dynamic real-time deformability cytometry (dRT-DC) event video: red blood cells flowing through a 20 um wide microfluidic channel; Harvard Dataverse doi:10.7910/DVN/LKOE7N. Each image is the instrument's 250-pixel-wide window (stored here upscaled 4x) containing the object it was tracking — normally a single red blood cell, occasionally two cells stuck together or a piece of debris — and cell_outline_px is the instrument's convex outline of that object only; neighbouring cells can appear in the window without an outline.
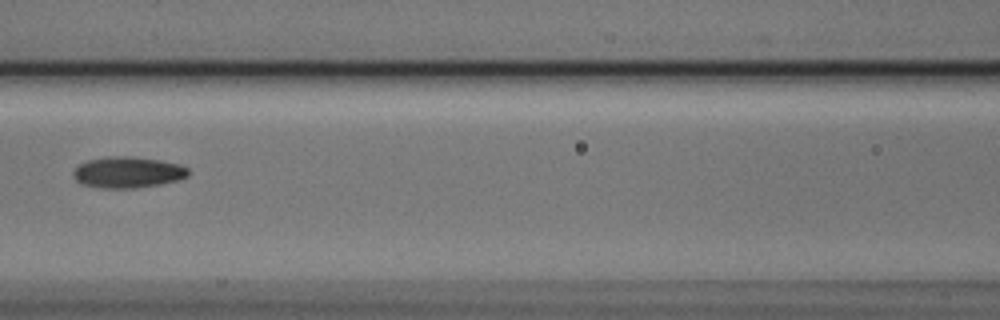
{"species": "Egyptian fruit bat (a non-hibernating species)", "species_latin": "Rousettus aegyptiacus", "temperature_condition": "cold", "stored_images_in_passage": 8, "camera_frame_rate_fps": 3000, "um_per_image_px": 0.085, "animal": {"sex": "male"}, "frame": {"image": 1, "passage_image": 7, "time_ms": 2.0, "image_size_px": [1000, 320], "cell_outline_px": [[188, 176], [180, 180], [160, 184], [132, 188], [100, 188], [80, 184], [72, 176], [72, 172], [80, 164], [88, 160], [108, 156], [132, 156], [160, 160], [180, 164], [188, 168]], "centroid_in_image_um": [10.85, 14.64], "position_along_channel_um": 155.7, "area_um2": 21.04}}
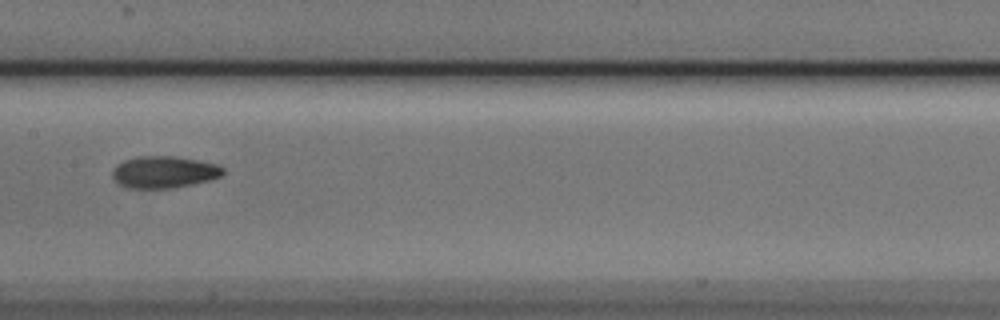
{"frame": {"image": 2, "passage_image": 8, "time_ms": 2.333, "image_size_px": [1000, 320], "cell_outline_px": [[224, 172], [220, 176], [212, 180], [192, 184], [168, 188], [128, 188], [120, 184], [112, 176], [112, 168], [116, 164], [124, 160], [136, 156], [172, 156], [196, 160], [216, 164], [224, 168]], "centroid_in_image_um": [13.92, 14.62], "position_along_channel_um": 193.5, "area_um2": 20.52}}